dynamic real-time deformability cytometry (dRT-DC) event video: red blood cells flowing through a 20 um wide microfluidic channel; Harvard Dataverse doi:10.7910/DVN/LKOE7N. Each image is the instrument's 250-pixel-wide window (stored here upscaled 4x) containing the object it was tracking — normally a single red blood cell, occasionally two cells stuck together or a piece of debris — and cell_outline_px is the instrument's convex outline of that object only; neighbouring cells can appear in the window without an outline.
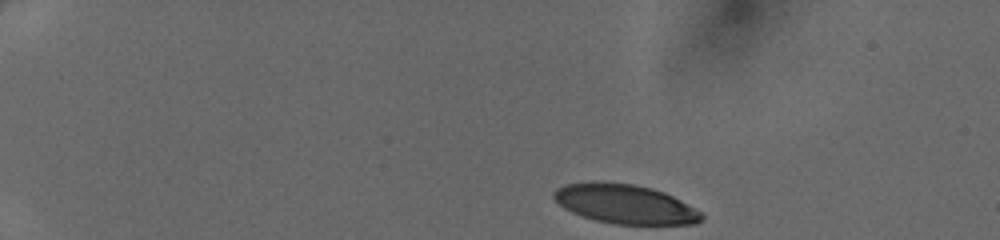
{"species": "human", "species_latin": "Homo sapiens", "temperature_condition": "cold", "stored_images_in_passage": 37, "camera_frame_rate_fps": 3000, "um_per_image_px": 0.085, "donor": {"sex": "female"}, "frame": {"image": 1, "passage_image": 1, "time_ms": 0.0, "image_size_px": [1000, 240], "cell_outline_px": [[704, 220], [696, 224], [616, 224], [596, 220], [572, 212], [564, 208], [552, 196], [552, 192], [556, 188], [564, 184], [592, 180], [600, 180], [632, 184], [652, 188], [664, 192], [704, 212]], "centroid_in_image_um": [53.14, 17.32], "position_along_channel_um": 31.9, "area_um2": 34.22}}
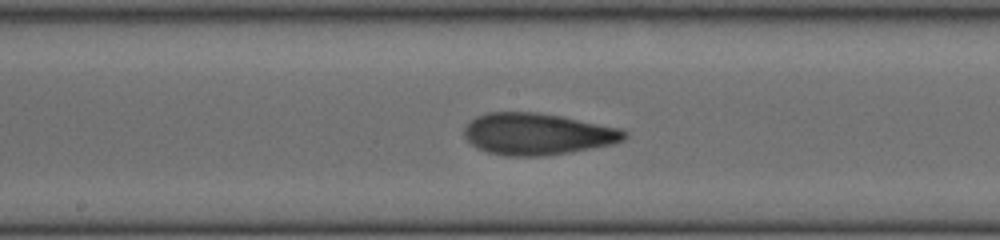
{"frame": {"image": 2, "passage_image": 20, "time_ms": 6.333, "image_size_px": [1000, 240], "cell_outline_px": [[628, 136], [624, 140], [612, 144], [548, 156], [504, 156], [488, 152], [476, 148], [464, 136], [464, 128], [476, 116], [488, 112], [536, 112], [560, 116], [620, 128], [628, 132]], "centroid_in_image_um": [45.68, 11.4], "position_along_channel_um": 202.5, "area_um2": 38.9}}
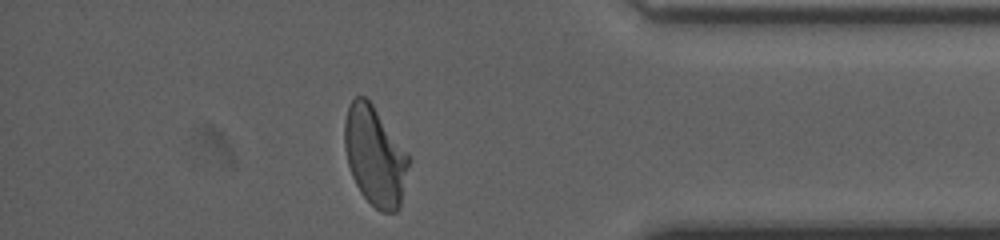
{"frame": {"image": 3, "passage_image": 35, "time_ms": 11.333, "image_size_px": [1000, 240], "cell_outline_px": [[408, 168], [400, 208], [396, 212], [380, 212], [360, 192], [352, 176], [348, 164], [344, 148], [344, 120], [348, 104], [356, 96], [364, 96], [372, 104], [408, 152]], "centroid_in_image_um": [31.85, 13.26], "position_along_channel_um": 403.3, "area_um2": 37.05}}